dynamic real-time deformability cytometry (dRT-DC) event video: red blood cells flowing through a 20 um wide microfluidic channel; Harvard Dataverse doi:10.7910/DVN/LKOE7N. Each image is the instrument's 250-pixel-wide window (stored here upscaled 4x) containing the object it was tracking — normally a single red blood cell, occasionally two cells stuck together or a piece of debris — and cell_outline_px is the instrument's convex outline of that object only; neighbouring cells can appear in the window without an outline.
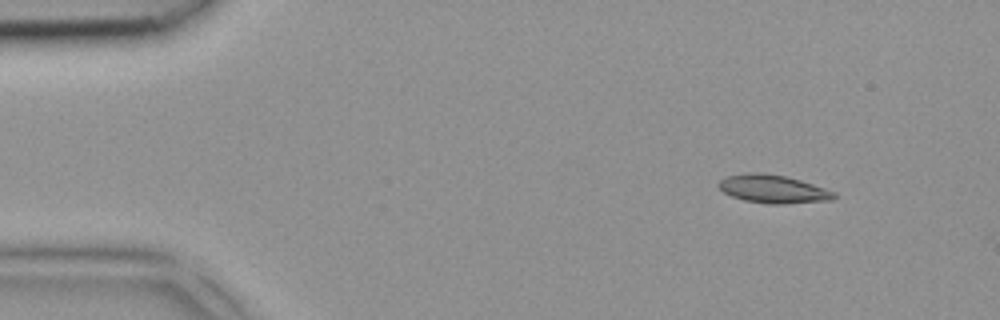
{"species": "common noctule bat (a hibernating species)", "species_latin": "Nyctalus noctula", "temperature_condition": "room temperature", "stored_images_in_passage": 3, "camera_frame_rate_fps": 3000, "um_per_image_px": 0.085, "animal": {"sex": "female", "body_mass_g": 18.4}, "frame": {"image": 1, "passage_image": 1, "time_ms": 0.0, "image_size_px": [1000, 320], "cell_outline_px": [[836, 196], [832, 200], [784, 204], [772, 204], [744, 200], [732, 196], [724, 192], [716, 184], [720, 180], [728, 176], [752, 172], [760, 172], [784, 176], [800, 180], [836, 192]], "centroid_in_image_um": [65.72, 16.07], "position_along_channel_um": 19.3, "area_um2": 18.79}}